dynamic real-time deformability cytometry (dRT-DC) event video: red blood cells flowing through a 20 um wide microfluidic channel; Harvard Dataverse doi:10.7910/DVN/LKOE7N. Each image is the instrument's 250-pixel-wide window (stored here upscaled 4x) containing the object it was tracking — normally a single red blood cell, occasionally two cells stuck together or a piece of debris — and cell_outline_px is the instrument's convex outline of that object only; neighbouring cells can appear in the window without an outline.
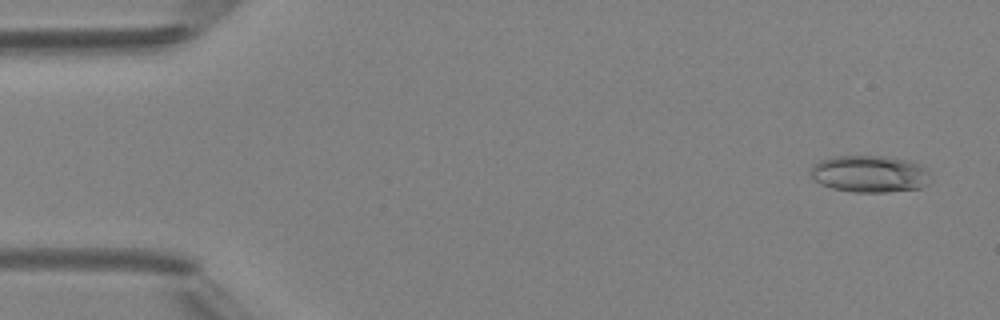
{"species": "Egyptian fruit bat (a non-hibernating species)", "species_latin": "Rousettus aegyptiacus", "temperature_condition": "room temperature", "stored_images_in_passage": 4, "camera_frame_rate_fps": 3000, "um_per_image_px": 0.085, "animal": {"sex": "female"}, "frame": {"image": 1, "passage_image": 1, "time_ms": 0.0, "image_size_px": [1000, 320], "cell_outline_px": [[928, 184], [920, 188], [888, 192], [852, 192], [832, 188], [820, 184], [812, 176], [812, 164], [820, 160], [832, 156], [888, 156], [920, 164], [928, 172]], "centroid_in_image_um": [73.9, 14.78], "position_along_channel_um": 11.1, "area_um2": 25.72}}